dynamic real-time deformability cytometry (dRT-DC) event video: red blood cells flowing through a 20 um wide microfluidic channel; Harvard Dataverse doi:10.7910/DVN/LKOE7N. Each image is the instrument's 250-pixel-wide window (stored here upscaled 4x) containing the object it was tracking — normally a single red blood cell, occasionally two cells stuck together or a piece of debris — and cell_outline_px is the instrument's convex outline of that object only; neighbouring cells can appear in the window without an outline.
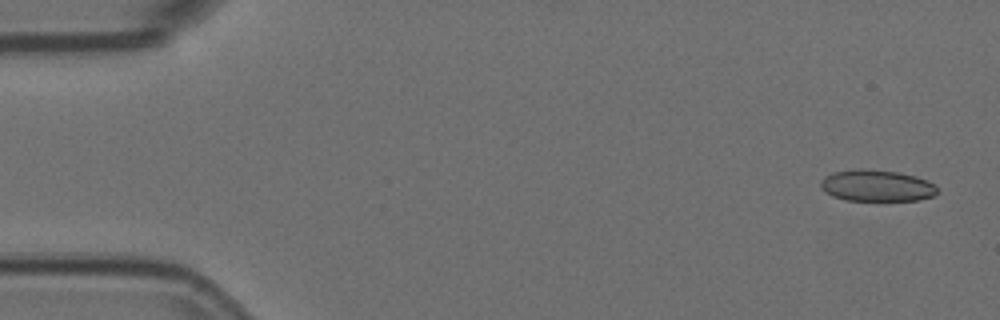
{"species": "Egyptian fruit bat (a non-hibernating species)", "species_latin": "Rousettus aegyptiacus", "temperature_condition": "room temperature", "stored_images_in_passage": 4, "camera_frame_rate_fps": 3000, "um_per_image_px": 0.085, "animal": {"sex": "female"}, "frame": {"image": 1, "passage_image": 1, "time_ms": 0.0, "image_size_px": [1000, 320], "cell_outline_px": [[936, 196], [920, 200], [880, 204], [844, 200], [832, 196], [820, 188], [820, 180], [824, 176], [832, 172], [856, 168], [864, 168], [900, 172], [916, 176], [928, 180], [936, 184]], "centroid_in_image_um": [74.53, 15.83], "position_along_channel_um": 10.5, "area_um2": 22.95}}
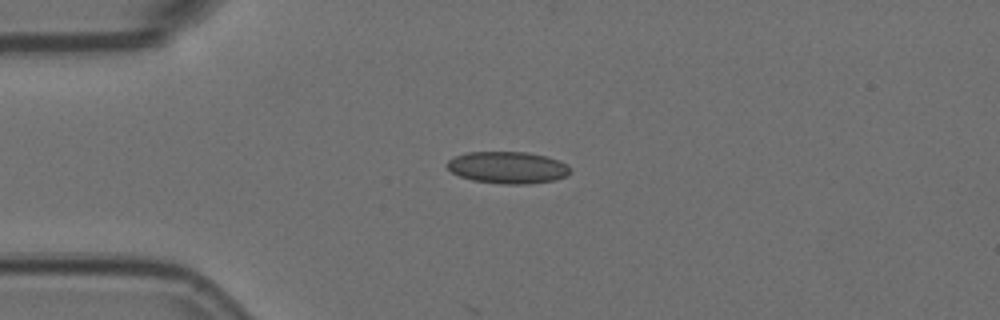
{"frame": {"image": 2, "passage_image": 3, "time_ms": 0.667, "image_size_px": [1000, 320], "cell_outline_px": [[572, 168], [564, 176], [556, 180], [528, 184], [500, 184], [472, 180], [460, 176], [452, 172], [444, 164], [448, 160], [456, 156], [468, 152], [528, 152], [544, 156], [568, 164]], "centroid_in_image_um": [43.13, 14.24], "position_along_channel_um": 41.9, "area_um2": 22.89}}